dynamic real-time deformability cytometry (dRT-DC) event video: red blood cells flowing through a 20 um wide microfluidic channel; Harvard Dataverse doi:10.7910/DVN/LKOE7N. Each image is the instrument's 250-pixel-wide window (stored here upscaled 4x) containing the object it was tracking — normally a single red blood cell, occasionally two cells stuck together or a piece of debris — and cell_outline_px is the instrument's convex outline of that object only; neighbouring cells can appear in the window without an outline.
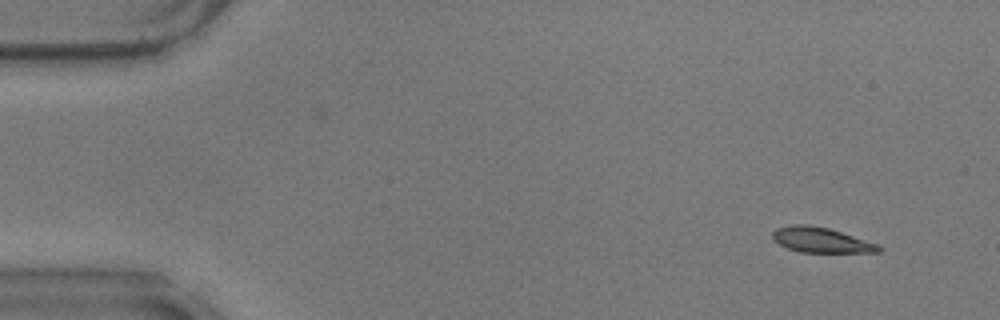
{"species": "common noctule bat (a hibernating species)", "species_latin": "Nyctalus noctula", "temperature_condition": "warm", "stored_images_in_passage": 54, "camera_frame_rate_fps": 3000, "um_per_image_px": 0.085, "animal": {"sex": "male", "body_mass_g": 17.9}, "frame": {"image": 1, "passage_image": 1, "time_ms": 0.0, "image_size_px": [1000, 320], "cell_outline_px": [[884, 248], [880, 252], [800, 252], [788, 248], [772, 240], [772, 232], [776, 228], [792, 224], [808, 224], [828, 228], [880, 244]], "centroid_in_image_um": [69.8, 20.4], "position_along_channel_um": 15.2, "area_um2": 15.66}}
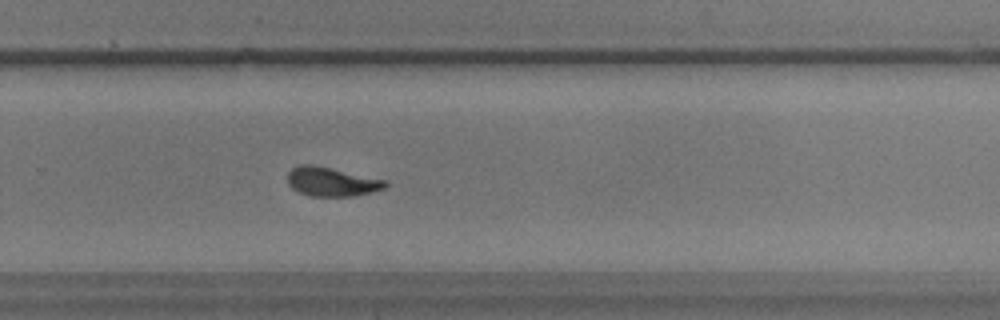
{"frame": {"image": 2, "passage_image": 35, "time_ms": 11.333, "image_size_px": [1000, 320], "cell_outline_px": [[388, 184], [384, 188], [372, 192], [352, 196], [312, 196], [300, 192], [292, 188], [288, 184], [288, 172], [292, 168], [300, 164], [312, 164], [388, 180]], "centroid_in_image_um": [28.2, 15.44], "position_along_channel_um": 301.6, "area_um2": 16.53}}
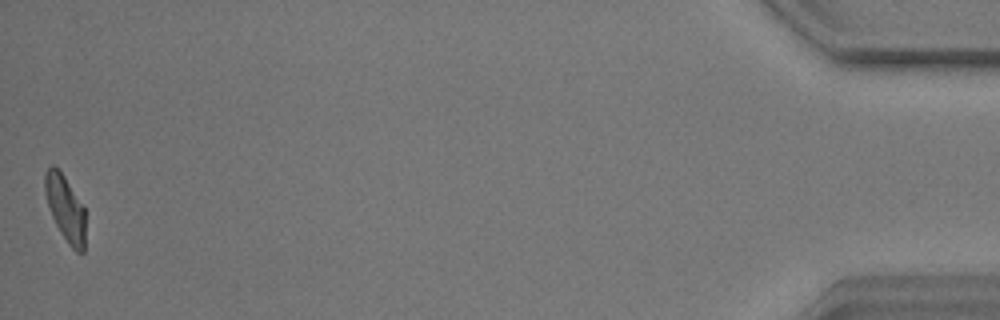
{"frame": {"image": 3, "passage_image": 54, "time_ms": 17.667, "image_size_px": [1000, 320], "cell_outline_px": [[84, 252], [76, 252], [68, 244], [60, 232], [52, 216], [44, 192], [44, 172], [52, 164], [64, 176], [84, 208]], "centroid_in_image_um": [5.53, 17.7], "position_along_channel_um": 429.7, "area_um2": 15.2}, "authors_computed_cell_mechanics": {"area_um2": 16.473, "velocity_mm_per_s": 3.4871, "shape_relaxation_time_tau1_ms": 3.1049, "shape_relaxation_time_tau2_ms": 1.4667, "deformation_change_tau1": 0.1765, "deformation_change_tau2": 0.0942}}